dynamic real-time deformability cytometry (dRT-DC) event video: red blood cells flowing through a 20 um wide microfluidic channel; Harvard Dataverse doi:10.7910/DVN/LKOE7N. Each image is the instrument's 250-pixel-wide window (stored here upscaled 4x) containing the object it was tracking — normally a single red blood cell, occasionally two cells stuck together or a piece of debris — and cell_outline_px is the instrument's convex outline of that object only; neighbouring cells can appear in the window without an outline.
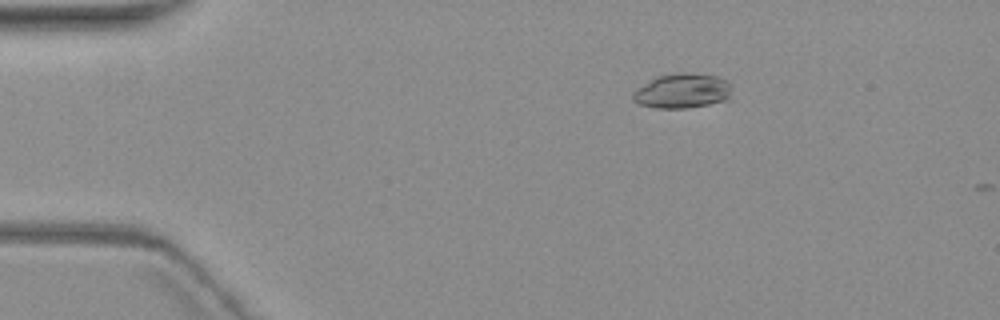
{"species": "common noctule bat (a hibernating species)", "species_latin": "Nyctalus noctula", "temperature_condition": "warm", "stored_images_in_passage": 3, "camera_frame_rate_fps": 3000, "um_per_image_px": 0.085, "animal": {"sex": "female", "body_mass_g": 19.3, "forearm_length_mm": 54.1}, "frame": {"image": 1, "passage_image": 2, "time_ms": 1.333, "image_size_px": [1000, 320], "cell_outline_px": [[732, 100], [688, 108], [656, 108], [640, 104], [632, 100], [632, 92], [656, 76], [680, 72], [692, 72], [716, 76], [724, 80], [728, 84]], "centroid_in_image_um": [58.0, 7.73], "position_along_channel_um": 27.0, "area_um2": 20.17}}